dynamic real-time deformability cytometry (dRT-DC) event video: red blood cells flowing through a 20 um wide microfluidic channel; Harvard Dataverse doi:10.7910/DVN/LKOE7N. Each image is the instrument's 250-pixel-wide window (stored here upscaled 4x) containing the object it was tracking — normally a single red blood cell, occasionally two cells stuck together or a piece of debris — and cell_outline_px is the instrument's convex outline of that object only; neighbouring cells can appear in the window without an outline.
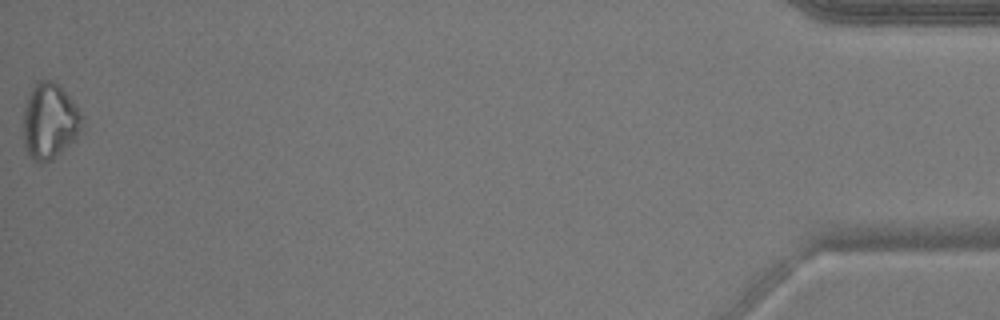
{"species": "common noctule bat (a hibernating species)", "species_latin": "Nyctalus noctula", "temperature_condition": "warm", "stored_images_in_passage": 35, "camera_frame_rate_fps": 3000, "um_per_image_px": 0.085, "animal": {"sex": "male", "body_mass_g": 17.9}, "frame": {"image": 1, "passage_image": 35, "time_ms": 11.333, "image_size_px": [1000, 320], "cell_outline_px": [[84, 124], [76, 140], [52, 160], [44, 164], [40, 164], [24, 148], [24, 108], [28, 96], [36, 80], [52, 80], [60, 84], [76, 104], [84, 116]], "centroid_in_image_um": [4.27, 10.29], "position_along_channel_um": 430.9, "area_um2": 26.53}}